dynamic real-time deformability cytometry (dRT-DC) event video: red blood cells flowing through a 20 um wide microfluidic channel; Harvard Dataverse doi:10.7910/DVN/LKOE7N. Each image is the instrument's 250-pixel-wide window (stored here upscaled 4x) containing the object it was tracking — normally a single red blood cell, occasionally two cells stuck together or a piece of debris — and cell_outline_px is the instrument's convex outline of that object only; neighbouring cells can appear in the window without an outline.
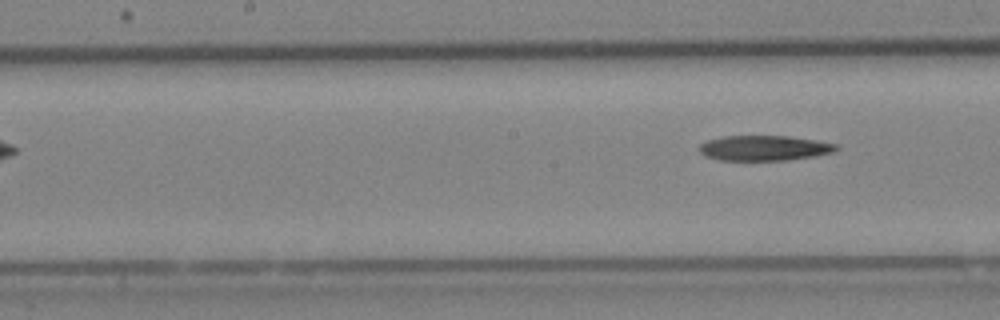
{"species": "Egyptian fruit bat (a non-hibernating species)", "species_latin": "Rousettus aegyptiacus", "temperature_condition": "cold", "stored_images_in_passage": 7, "segment_of_instrument_passage": [2, 2], "camera_frame_rate_fps": 3000, "um_per_image_px": 0.085, "animal": {"sex": "female"}, "frame": {"image": 1, "passage_image": 7, "time_ms": 2.0, "image_size_px": [1000, 320], "cell_outline_px": [[840, 148], [836, 152], [816, 156], [788, 160], [720, 160], [704, 156], [696, 148], [700, 144], [708, 140], [724, 136], [788, 136], [816, 140], [840, 144]], "centroid_in_image_um": [65.0, 12.58], "position_along_channel_um": 183.2, "area_um2": 20.4}}